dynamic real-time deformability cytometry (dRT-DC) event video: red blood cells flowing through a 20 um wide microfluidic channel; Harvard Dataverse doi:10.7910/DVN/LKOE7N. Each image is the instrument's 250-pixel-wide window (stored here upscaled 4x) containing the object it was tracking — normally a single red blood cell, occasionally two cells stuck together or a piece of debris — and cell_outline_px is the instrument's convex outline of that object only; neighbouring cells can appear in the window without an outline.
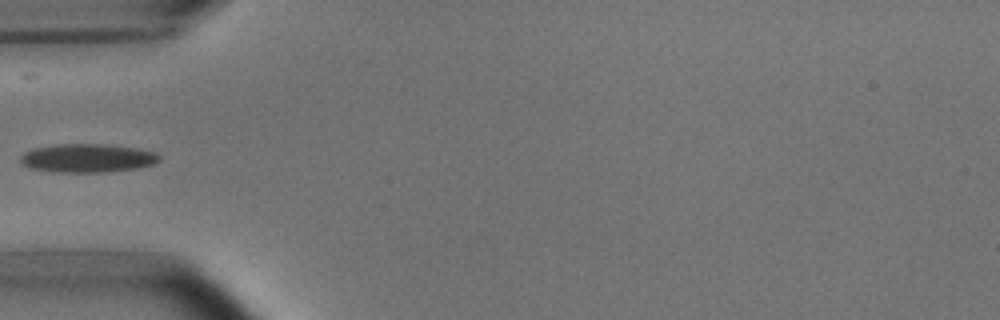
{"species": "common noctule bat (a hibernating species)", "species_latin": "Nyctalus noctula", "temperature_condition": "room temperature", "stored_images_in_passage": 6, "camera_frame_rate_fps": 3000, "um_per_image_px": 0.085, "animal": {"sex": "male", "body_mass_g": 15.6}, "frame": {"image": 1, "passage_image": 6, "time_ms": 6.667, "image_size_px": [1000, 320], "cell_outline_px": [[160, 160], [152, 164], [140, 168], [108, 172], [52, 172], [28, 168], [20, 160], [20, 156], [24, 152], [32, 148], [56, 144], [104, 144], [136, 148], [156, 152], [160, 156]], "centroid_in_image_um": [7.42, 13.44], "position_along_channel_um": 77.6, "area_um2": 23.35}}